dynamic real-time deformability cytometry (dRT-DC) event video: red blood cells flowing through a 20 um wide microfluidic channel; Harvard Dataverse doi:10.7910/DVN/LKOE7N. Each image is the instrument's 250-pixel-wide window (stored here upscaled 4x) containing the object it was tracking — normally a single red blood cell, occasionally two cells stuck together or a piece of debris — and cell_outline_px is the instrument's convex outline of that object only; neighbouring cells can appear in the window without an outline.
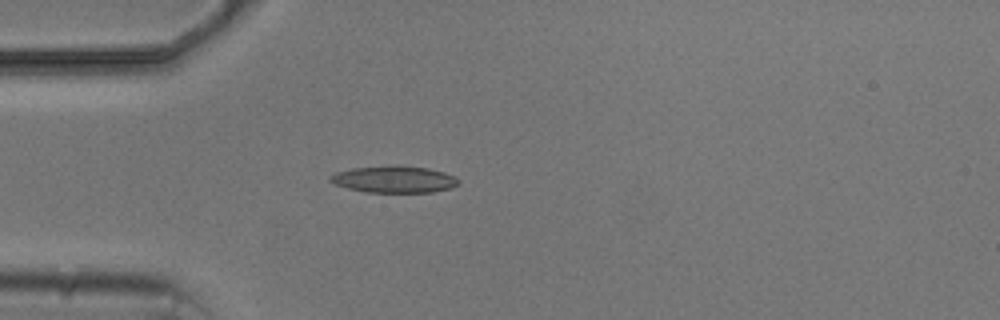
{"species": "common noctule bat (a hibernating species)", "species_latin": "Nyctalus noctula", "temperature_condition": "cold", "stored_images_in_passage": 5, "camera_frame_rate_fps": 3000, "um_per_image_px": 0.085, "animal": {"sex": "male", "body_mass_g": 20.5, "forearm_length_mm": 52.5}, "frame": {"image": 1, "passage_image": 5, "time_ms": 4.667, "image_size_px": [1000, 320], "cell_outline_px": [[460, 184], [452, 188], [432, 192], [364, 192], [348, 188], [336, 184], [328, 180], [328, 176], [336, 172], [352, 168], [392, 164], [396, 164], [428, 168], [444, 172], [456, 176], [460, 180]], "centroid_in_image_um": [33.53, 15.22], "position_along_channel_um": 51.5, "area_um2": 20.46}}